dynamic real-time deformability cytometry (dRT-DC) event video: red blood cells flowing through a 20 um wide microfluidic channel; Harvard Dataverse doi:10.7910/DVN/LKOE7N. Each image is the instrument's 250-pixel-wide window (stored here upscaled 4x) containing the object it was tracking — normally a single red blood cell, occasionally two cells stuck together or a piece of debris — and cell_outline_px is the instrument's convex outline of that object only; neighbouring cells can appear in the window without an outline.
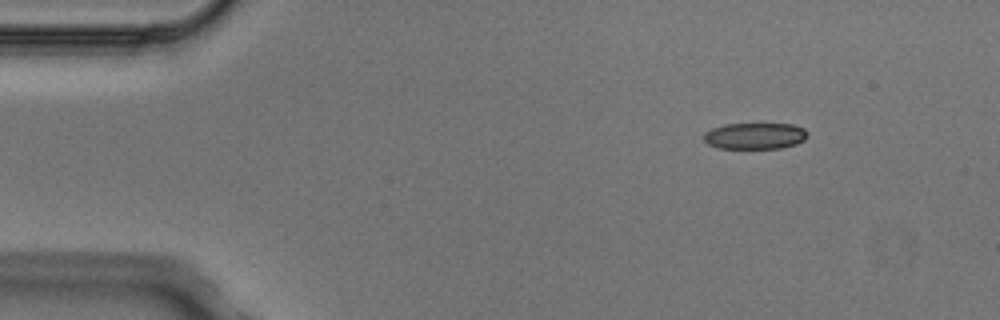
{"species": "Egyptian fruit bat (a non-hibernating species)", "species_latin": "Rousettus aegyptiacus", "temperature_condition": "cold", "stored_images_in_passage": 3, "camera_frame_rate_fps": 3000, "um_per_image_px": 0.085, "animal": {"sex": "male"}, "frame": {"image": 1, "passage_image": 1, "time_ms": 0.0, "image_size_px": [1000, 320], "cell_outline_px": [[808, 136], [804, 140], [796, 144], [780, 148], [720, 148], [708, 144], [704, 140], [704, 132], [712, 128], [724, 124], [792, 124], [804, 128], [808, 132]], "centroid_in_image_um": [64.18, 11.55], "position_along_channel_um": 20.8, "area_um2": 15.95}}